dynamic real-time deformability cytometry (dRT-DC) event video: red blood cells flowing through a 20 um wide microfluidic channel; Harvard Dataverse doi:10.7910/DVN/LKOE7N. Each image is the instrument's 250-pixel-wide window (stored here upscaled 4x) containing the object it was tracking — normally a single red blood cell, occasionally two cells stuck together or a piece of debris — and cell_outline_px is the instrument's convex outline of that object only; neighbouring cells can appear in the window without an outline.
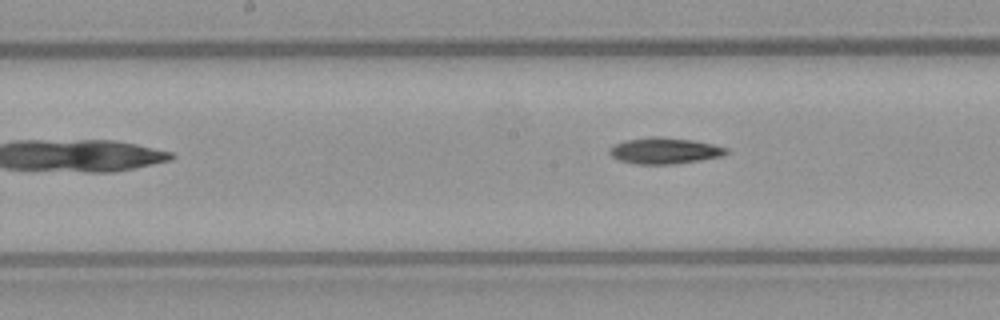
{"species": "common noctule bat (a hibernating species)", "species_latin": "Nyctalus noctula", "temperature_condition": "warm", "stored_images_in_passage": 8, "camera_frame_rate_fps": 3000, "um_per_image_px": 0.085, "animal": {"sex": "female", "body_mass_g": 21.9}, "frame": {"image": 1, "passage_image": 8, "time_ms": 10.667, "image_size_px": [1000, 320], "cell_outline_px": [[728, 152], [720, 156], [700, 160], [672, 164], [636, 164], [620, 160], [612, 156], [608, 152], [608, 148], [624, 140], [652, 136], [660, 136], [692, 140], [712, 144], [728, 148]], "centroid_in_image_um": [56.45, 12.8], "position_along_channel_um": 191.7, "area_um2": 17.74}}